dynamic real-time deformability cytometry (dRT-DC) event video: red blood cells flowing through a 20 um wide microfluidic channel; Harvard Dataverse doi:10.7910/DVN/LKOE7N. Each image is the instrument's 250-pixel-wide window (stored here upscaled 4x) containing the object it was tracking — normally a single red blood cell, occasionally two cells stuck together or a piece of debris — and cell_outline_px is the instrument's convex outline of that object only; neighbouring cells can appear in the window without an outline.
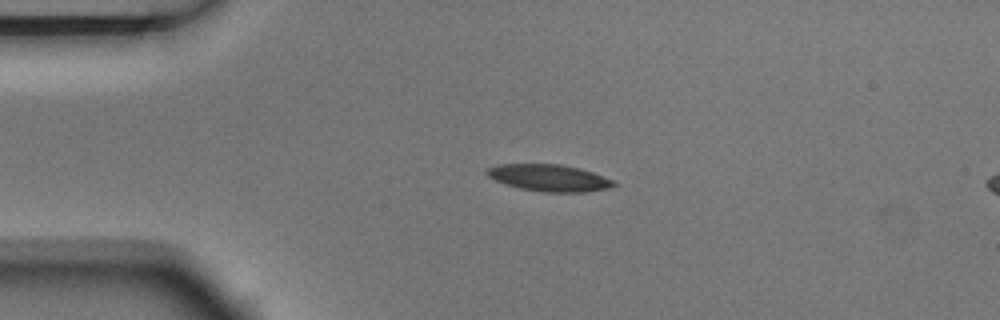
{"species": "Egyptian fruit bat (a non-hibernating species)", "species_latin": "Rousettus aegyptiacus", "temperature_condition": "room temperature", "stored_images_in_passage": 3, "camera_frame_rate_fps": 3000, "um_per_image_px": 0.085, "animal": {"sex": "male"}, "frame": {"image": 1, "passage_image": 1, "time_ms": 0.0, "image_size_px": [1000, 320], "cell_outline_px": [[616, 184], [612, 188], [584, 192], [544, 192], [520, 188], [504, 184], [488, 176], [484, 172], [488, 168], [500, 164], [560, 164], [580, 168], [592, 172], [612, 180]], "centroid_in_image_um": [46.67, 15.12], "position_along_channel_um": 38.3, "area_um2": 19.77}}
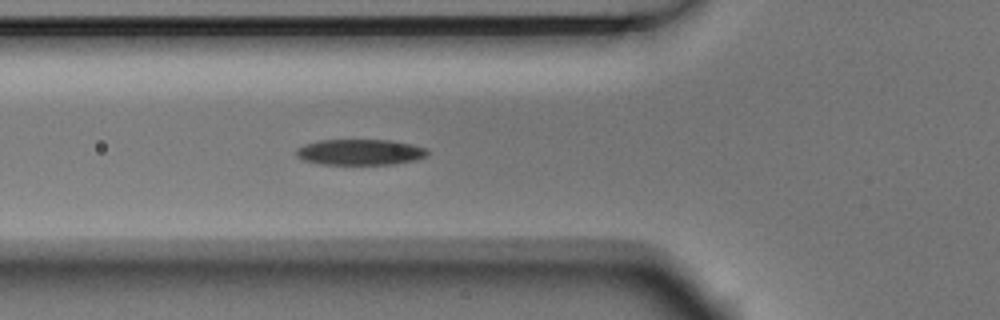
{"frame": {"image": 2, "passage_image": 3, "time_ms": 0.667, "image_size_px": [1000, 320], "cell_outline_px": [[428, 156], [416, 160], [396, 164], [320, 164], [304, 160], [296, 156], [296, 148], [304, 144], [320, 140], [392, 140], [412, 144], [428, 148]], "centroid_in_image_um": [30.64, 12.93], "position_along_channel_um": 95.2, "area_um2": 19.94}}